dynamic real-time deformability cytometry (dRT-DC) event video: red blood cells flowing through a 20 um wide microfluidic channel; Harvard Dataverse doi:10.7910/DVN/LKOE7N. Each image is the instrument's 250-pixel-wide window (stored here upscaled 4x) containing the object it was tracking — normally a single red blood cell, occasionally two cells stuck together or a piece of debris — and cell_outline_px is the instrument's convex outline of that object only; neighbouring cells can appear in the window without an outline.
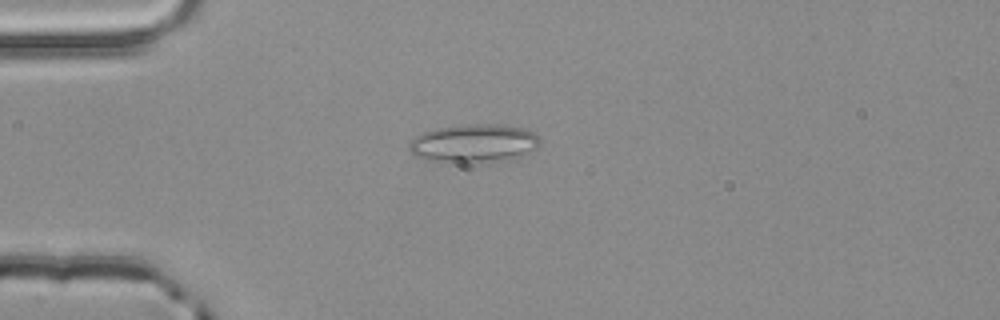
{"species": "common noctule bat (a hibernating species)", "species_latin": "Nyctalus noctula", "temperature_condition": "room temperature", "stored_images_in_passage": 1, "camera_frame_rate_fps": 3000, "um_per_image_px": 0.085, "animal": {"sex": "male", "body_mass_g": 20.4}, "frame": {"image": 1, "passage_image": 1, "time_ms": 0.0, "image_size_px": [1000, 320], "cell_outline_px": [[540, 144], [536, 148], [516, 160], [460, 164], [424, 160], [416, 156], [408, 148], [408, 144], [416, 136], [424, 132], [436, 128], [468, 124], [496, 124], [524, 128], [536, 132], [540, 136]], "centroid_in_image_um": [40.32, 12.21], "position_along_channel_um": 44.7, "area_um2": 30.11}}